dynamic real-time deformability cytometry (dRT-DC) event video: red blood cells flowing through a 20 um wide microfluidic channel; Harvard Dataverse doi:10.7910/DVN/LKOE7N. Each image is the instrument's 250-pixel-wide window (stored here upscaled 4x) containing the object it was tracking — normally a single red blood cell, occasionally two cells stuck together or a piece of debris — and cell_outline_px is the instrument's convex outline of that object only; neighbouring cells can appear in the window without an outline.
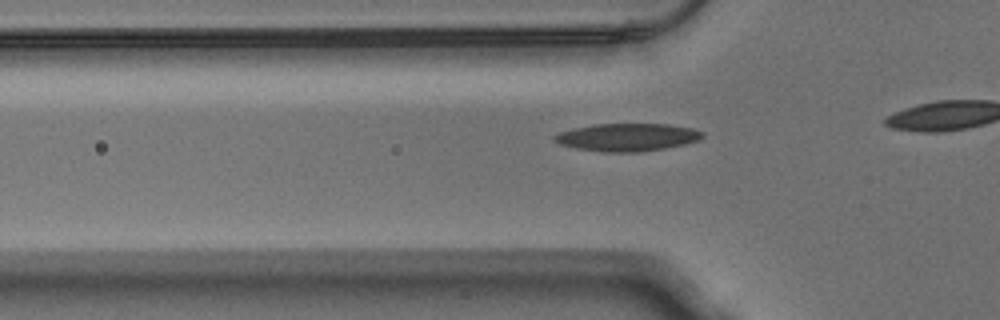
{"species": "Egyptian fruit bat (a non-hibernating species)", "species_latin": "Rousettus aegyptiacus", "temperature_condition": "warm", "stored_images_in_passage": 27, "camera_frame_rate_fps": 3000, "um_per_image_px": 0.085, "animal": {"sex": "male"}, "frame": {"image": 1, "passage_image": 2, "time_ms": 0.333, "image_size_px": [1000, 320], "cell_outline_px": [[704, 136], [700, 140], [684, 144], [664, 148], [640, 152], [604, 152], [576, 148], [560, 144], [552, 140], [552, 136], [560, 132], [576, 128], [596, 124], [668, 124], [692, 128], [704, 132]], "centroid_in_image_um": [53.33, 11.66], "position_along_channel_um": 72.5, "area_um2": 23.87}}
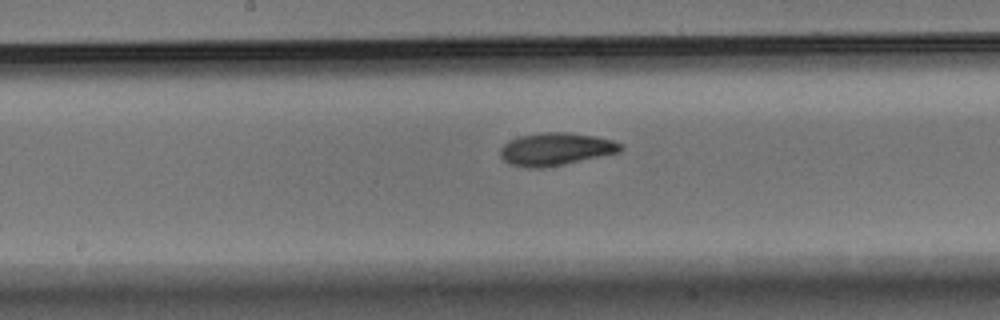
{"frame": {"image": 2, "passage_image": 12, "time_ms": 3.667, "image_size_px": [1000, 320], "cell_outline_px": [[624, 148], [620, 152], [564, 164], [540, 168], [528, 168], [508, 164], [500, 156], [500, 148], [504, 144], [520, 136], [540, 132], [568, 132], [592, 136], [612, 140], [624, 144]], "centroid_in_image_um": [47.24, 12.68], "position_along_channel_um": 201.0, "area_um2": 22.89}}
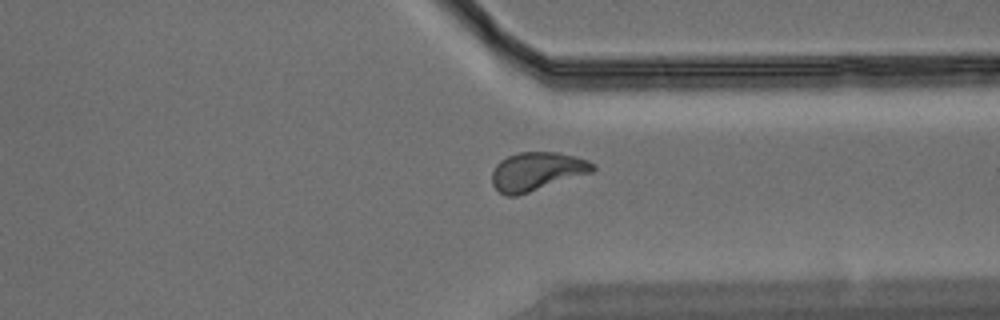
{"frame": {"image": 3, "passage_image": 25, "time_ms": 8.0, "image_size_px": [1000, 320], "cell_outline_px": [[596, 168], [592, 172], [516, 196], [508, 196], [500, 192], [492, 184], [492, 172], [496, 164], [500, 160], [508, 156], [520, 152], [556, 152], [576, 156], [588, 160], [596, 164]], "centroid_in_image_um": [45.64, 14.55], "position_along_channel_um": 365.8, "area_um2": 22.48}}